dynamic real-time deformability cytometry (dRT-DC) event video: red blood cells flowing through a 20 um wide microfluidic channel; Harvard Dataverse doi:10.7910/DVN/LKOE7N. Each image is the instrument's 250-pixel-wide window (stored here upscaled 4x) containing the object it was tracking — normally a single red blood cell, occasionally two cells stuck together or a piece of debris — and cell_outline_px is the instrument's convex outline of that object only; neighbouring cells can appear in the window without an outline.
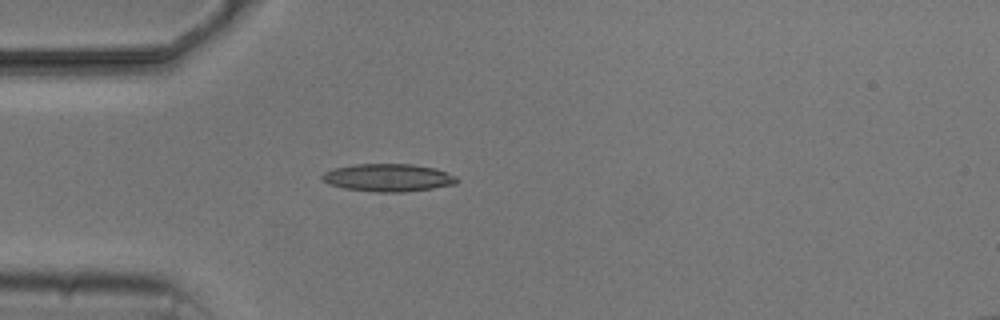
{"species": "common noctule bat (a hibernating species)", "species_latin": "Nyctalus noctula", "temperature_condition": "cold", "stored_images_in_passage": 1, "camera_frame_rate_fps": 3000, "um_per_image_px": 0.085, "animal": {"sex": "male", "body_mass_g": 20.5, "forearm_length_mm": 52.5}, "frame": {"image": 1, "passage_image": 1, "time_ms": 0.0, "image_size_px": [1000, 320], "cell_outline_px": [[460, 180], [456, 184], [432, 188], [404, 192], [376, 192], [344, 188], [328, 184], [320, 176], [324, 172], [332, 168], [352, 164], [412, 164], [436, 168], [456, 176]], "centroid_in_image_um": [32.99, 15.09], "position_along_channel_um": 52.0, "area_um2": 21.91}}